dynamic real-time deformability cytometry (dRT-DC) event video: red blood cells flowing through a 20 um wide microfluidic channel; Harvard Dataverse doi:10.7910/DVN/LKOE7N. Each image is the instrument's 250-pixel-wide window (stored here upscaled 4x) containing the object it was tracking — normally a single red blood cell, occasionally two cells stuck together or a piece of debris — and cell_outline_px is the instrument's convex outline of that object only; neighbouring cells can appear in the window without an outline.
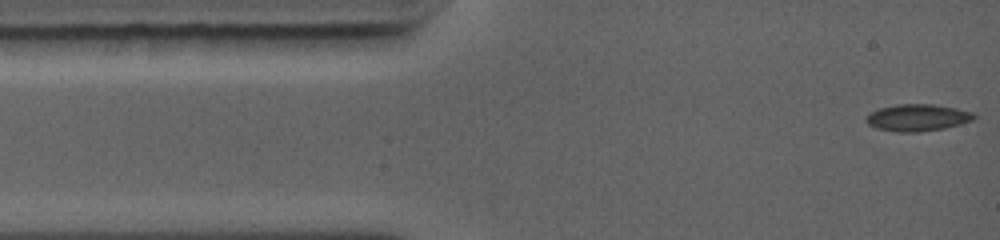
{"species": "common noctule bat (a hibernating species)", "species_latin": "Nyctalus noctula", "temperature_condition": "warm", "stored_images_in_passage": 62, "camera_frame_rate_fps": 5000, "um_per_image_px": 0.085, "animal": {"sex": "female", "body_mass_g": 19.0, "forearm_length_mm": 56.7}, "frame": {"image": 1, "passage_image": 1, "time_ms": 0.0, "image_size_px": [1000, 240], "cell_outline_px": [[976, 116], [972, 120], [960, 124], [944, 128], [920, 132], [896, 132], [876, 128], [868, 124], [864, 120], [864, 116], [880, 108], [896, 104], [932, 104], [956, 108], [972, 112]], "centroid_in_image_um": [77.95, 10.0], "position_along_channel_um": 7.1, "area_um2": 16.94}}
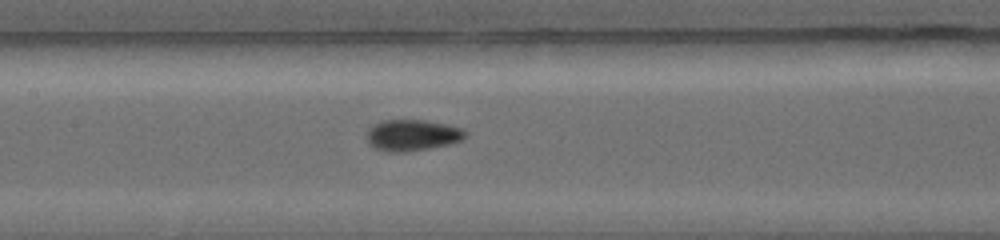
{"frame": {"image": 2, "passage_image": 27, "time_ms": 5.2, "image_size_px": [1000, 240], "cell_outline_px": [[468, 136], [464, 140], [448, 144], [408, 152], [388, 152], [376, 148], [368, 144], [364, 136], [368, 128], [380, 120], [424, 120], [464, 128], [468, 132]], "centroid_in_image_um": [35.03, 11.49], "position_along_channel_um": 172.4, "area_um2": 18.32}}
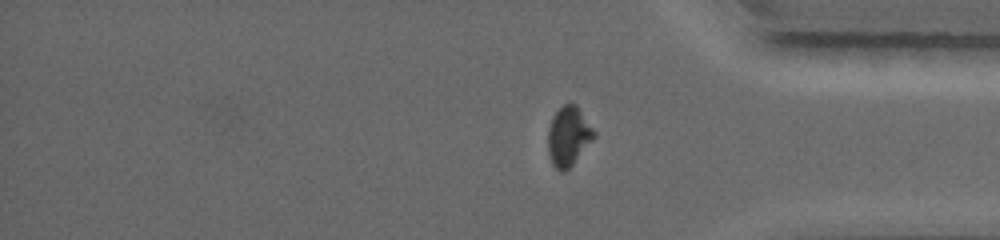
{"frame": {"image": 3, "passage_image": 52, "time_ms": 10.2, "image_size_px": [1000, 240], "cell_outline_px": [[596, 136], [572, 164], [564, 172], [560, 172], [552, 164], [548, 152], [548, 128], [552, 116], [564, 104], [576, 104], [596, 132]], "centroid_in_image_um": [48.31, 11.57], "position_along_channel_um": 386.9, "area_um2": 15.84}}